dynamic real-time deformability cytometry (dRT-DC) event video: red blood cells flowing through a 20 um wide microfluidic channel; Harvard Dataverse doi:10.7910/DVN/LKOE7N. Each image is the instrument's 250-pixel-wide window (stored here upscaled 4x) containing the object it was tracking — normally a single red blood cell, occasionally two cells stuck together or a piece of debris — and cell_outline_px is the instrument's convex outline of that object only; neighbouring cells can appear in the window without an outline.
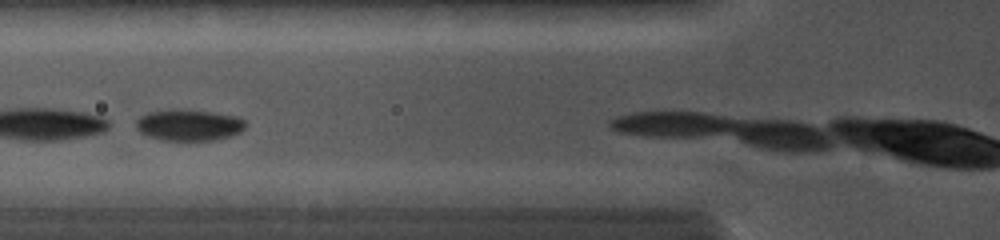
{"species": "common noctule bat (a hibernating species)", "species_latin": "Nyctalus noctula", "temperature_condition": "cold", "stored_images_in_passage": 3, "camera_frame_rate_fps": 5000, "um_per_image_px": 0.085, "animal": {"sex": "female", "body_mass_g": 19.0, "forearm_length_mm": 56.7}, "frame": {"image": 1, "passage_image": 2, "time_ms": 0.8, "image_size_px": [1000, 240], "cell_outline_px": [[244, 128], [240, 132], [228, 136], [212, 140], [160, 140], [148, 136], [140, 132], [136, 128], [136, 120], [140, 116], [148, 112], [176, 108], [212, 112], [236, 116], [244, 120]], "centroid_in_image_um": [16.0, 10.61], "position_along_channel_um": 109.8, "area_um2": 19.94}}